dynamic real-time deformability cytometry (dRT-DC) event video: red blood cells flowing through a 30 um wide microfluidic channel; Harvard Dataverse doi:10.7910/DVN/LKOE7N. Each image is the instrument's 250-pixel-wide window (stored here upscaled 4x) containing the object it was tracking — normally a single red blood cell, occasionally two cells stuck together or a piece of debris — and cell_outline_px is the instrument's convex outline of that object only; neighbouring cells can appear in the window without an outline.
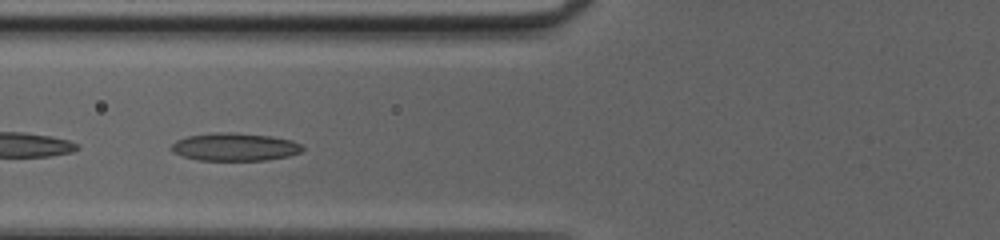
{"species": "common noctule bat (a hibernating species)", "species_latin": "Nyctalus noctula", "temperature_condition": "cold", "stored_images_in_passage": 30, "camera_frame_rate_fps": 3000, "um_per_image_px": 0.085, "animal": {"sex": "female", "body_mass_g": 20.0, "forearm_length_mm": 54.0}, "frame": {"image": 1, "passage_image": 5, "time_ms": 1.333, "image_size_px": [1000, 240], "cell_outline_px": [[304, 148], [300, 152], [288, 156], [264, 160], [200, 160], [184, 156], [172, 152], [168, 148], [176, 140], [188, 136], [216, 132], [236, 132], [272, 136], [292, 140], [300, 144]], "centroid_in_image_um": [19.94, 12.48], "position_along_channel_um": 105.9, "area_um2": 21.33}, "authors_computed_cell_mechanics": {"area_um2": 20.0277, "velocity_mm_per_s": 4.1524, "shape_relaxation_time_tau1_ms": null, "shape_relaxation_time_tau2_ms": 2.1013, "deformation_change_tau1": null, "deformation_change_tau2": 0.0896}}